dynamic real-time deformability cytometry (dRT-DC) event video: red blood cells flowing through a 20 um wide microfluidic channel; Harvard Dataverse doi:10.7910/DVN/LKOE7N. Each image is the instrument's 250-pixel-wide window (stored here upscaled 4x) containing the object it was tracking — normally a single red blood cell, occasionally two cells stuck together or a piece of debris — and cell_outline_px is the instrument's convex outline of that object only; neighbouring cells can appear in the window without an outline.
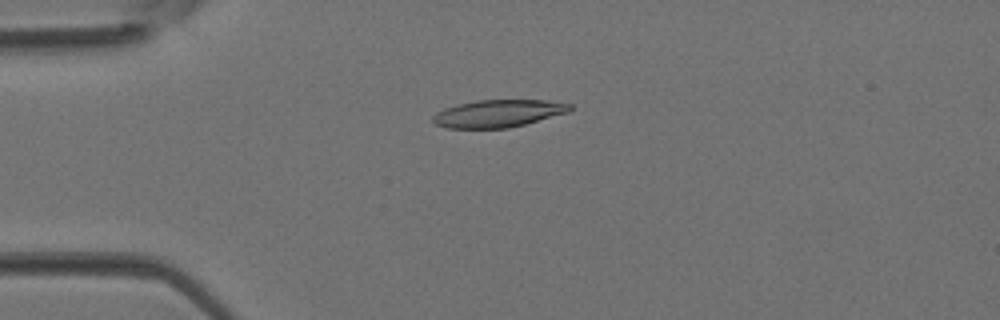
{"species": "Egyptian fruit bat (a non-hibernating species)", "species_latin": "Rousettus aegyptiacus", "temperature_condition": "room temperature", "stored_images_in_passage": 4, "camera_frame_rate_fps": 3000, "um_per_image_px": 0.085, "animal": {"sex": "female"}, "frame": {"image": 1, "passage_image": 3, "time_ms": 0.667, "image_size_px": [1000, 320], "cell_outline_px": [[572, 108], [568, 112], [524, 124], [508, 128], [444, 128], [436, 124], [432, 120], [432, 116], [436, 112], [444, 108], [456, 104], [476, 100], [548, 100], [572, 104]], "centroid_in_image_um": [42.31, 9.64], "position_along_channel_um": 42.7, "area_um2": 21.96}}